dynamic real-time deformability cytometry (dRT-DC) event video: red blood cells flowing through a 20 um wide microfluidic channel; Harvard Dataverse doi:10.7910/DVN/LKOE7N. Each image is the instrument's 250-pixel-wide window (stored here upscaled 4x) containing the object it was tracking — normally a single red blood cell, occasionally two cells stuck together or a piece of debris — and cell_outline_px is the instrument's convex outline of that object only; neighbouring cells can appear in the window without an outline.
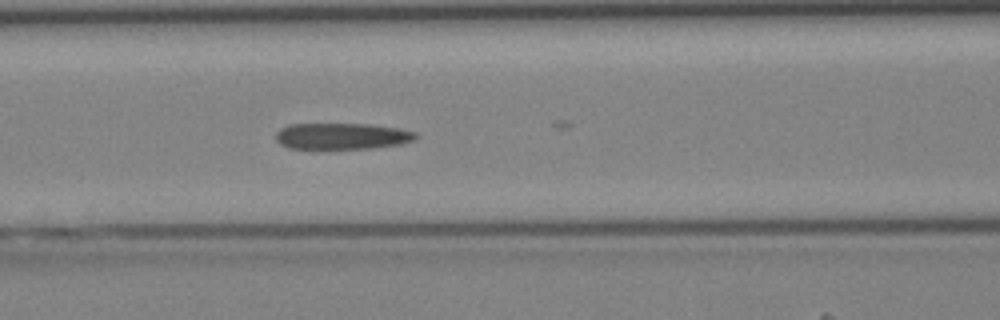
{"species": "Egyptian fruit bat (a non-hibernating species)", "species_latin": "Rousettus aegyptiacus", "temperature_condition": "cold", "stored_images_in_passage": 22, "camera_frame_rate_fps": 3000, "um_per_image_px": 0.085, "animal": {"sex": "female"}, "frame": {"image": 1, "passage_image": 18, "time_ms": 5.667, "image_size_px": [1000, 320], "cell_outline_px": [[416, 136], [412, 140], [400, 144], [372, 148], [288, 148], [280, 144], [276, 140], [276, 132], [280, 128], [288, 124], [368, 124], [400, 128], [416, 132]], "centroid_in_image_um": [29.03, 11.56], "position_along_channel_um": 137.6, "area_um2": 21.33}}
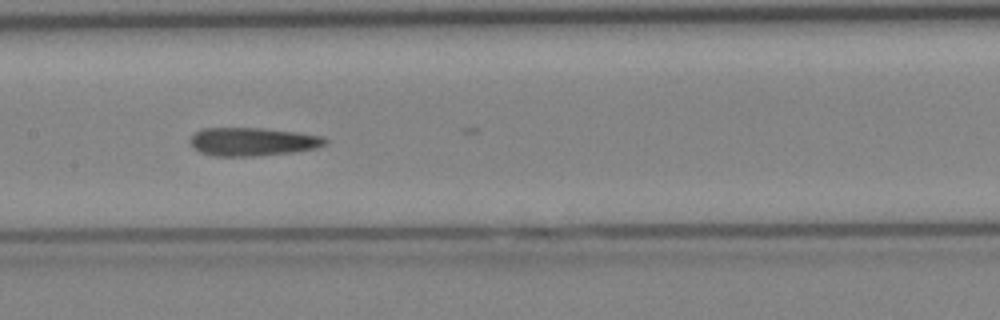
{"frame": {"image": 2, "passage_image": 21, "time_ms": 6.667, "image_size_px": [1000, 320], "cell_outline_px": [[328, 140], [324, 144], [316, 148], [292, 152], [256, 156], [212, 156], [200, 152], [192, 148], [188, 140], [196, 132], [204, 128], [264, 128], [300, 132], [324, 136]], "centroid_in_image_um": [21.46, 12.04], "position_along_channel_um": 185.9, "area_um2": 22.48}}